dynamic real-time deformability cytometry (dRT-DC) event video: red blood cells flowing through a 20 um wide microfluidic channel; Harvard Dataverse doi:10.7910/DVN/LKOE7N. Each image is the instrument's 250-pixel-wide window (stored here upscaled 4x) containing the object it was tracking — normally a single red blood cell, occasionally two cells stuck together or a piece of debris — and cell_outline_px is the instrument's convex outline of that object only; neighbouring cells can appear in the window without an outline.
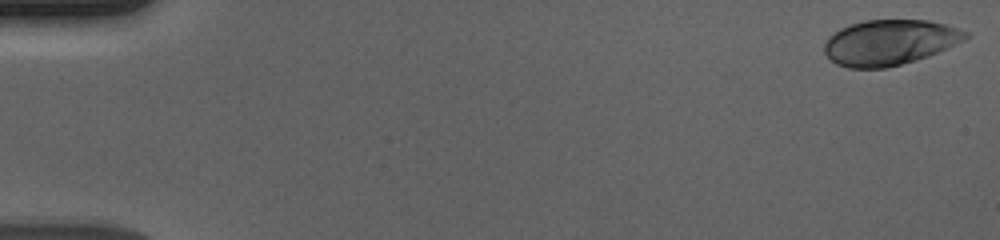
{"species": "human", "species_latin": "Homo sapiens", "temperature_condition": "cold", "stored_images_in_passage": 56, "camera_frame_rate_fps": 3000, "um_per_image_px": 0.085, "donor": {"sex": "male"}, "frame": {"image": 1, "passage_image": 1, "time_ms": 0.0, "image_size_px": [1000, 240], "cell_outline_px": [[968, 36], [964, 40], [948, 48], [928, 56], [916, 60], [884, 68], [848, 68], [836, 64], [824, 52], [824, 44], [828, 36], [840, 28], [864, 20], [928, 20], [944, 24], [968, 32]], "centroid_in_image_um": [75.59, 3.6], "position_along_channel_um": 9.4, "area_um2": 37.22}}
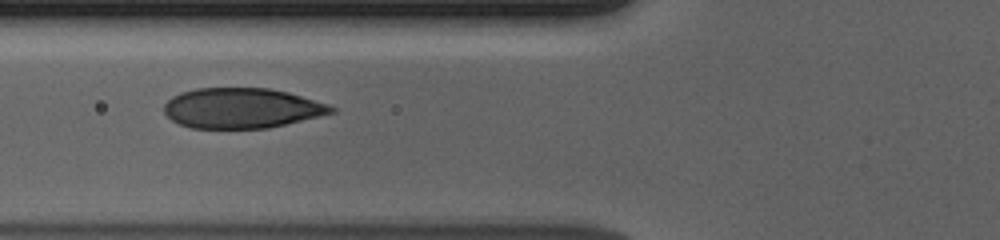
{"frame": {"image": 2, "passage_image": 22, "time_ms": 7.0, "image_size_px": [1000, 240], "cell_outline_px": [[336, 112], [268, 128], [192, 128], [180, 124], [172, 120], [164, 112], [164, 104], [172, 96], [180, 92], [196, 88], [268, 88], [288, 92], [328, 104], [336, 108]], "centroid_in_image_um": [20.53, 9.18], "position_along_channel_um": 105.3, "area_um2": 39.07}}
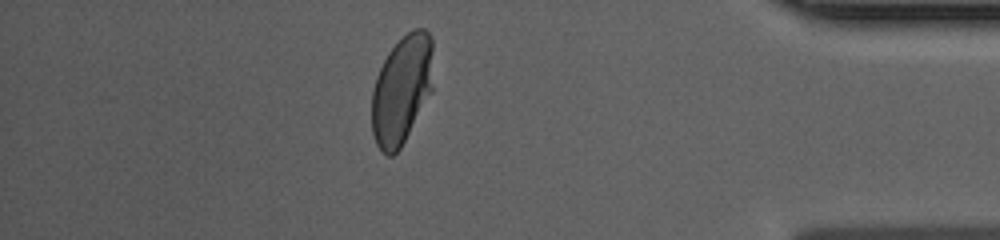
{"frame": {"image": 3, "passage_image": 49, "time_ms": 16.0, "image_size_px": [1000, 240], "cell_outline_px": [[432, 92], [400, 148], [392, 156], [388, 156], [376, 144], [372, 132], [372, 92], [376, 76], [388, 52], [412, 28], [424, 28], [432, 36]], "centroid_in_image_um": [34.15, 7.61], "position_along_channel_um": 401.0, "area_um2": 38.84}, "authors_computed_cell_mechanics": {"area_um2": 39.7664, "velocity_mm_per_s": 3.6735, "shape_relaxation_time_tau1_ms": 4.8649, "shape_relaxation_time_tau2_ms": null, "deformation_change_tau1": 0.1749, "deformation_change_tau2": null}}